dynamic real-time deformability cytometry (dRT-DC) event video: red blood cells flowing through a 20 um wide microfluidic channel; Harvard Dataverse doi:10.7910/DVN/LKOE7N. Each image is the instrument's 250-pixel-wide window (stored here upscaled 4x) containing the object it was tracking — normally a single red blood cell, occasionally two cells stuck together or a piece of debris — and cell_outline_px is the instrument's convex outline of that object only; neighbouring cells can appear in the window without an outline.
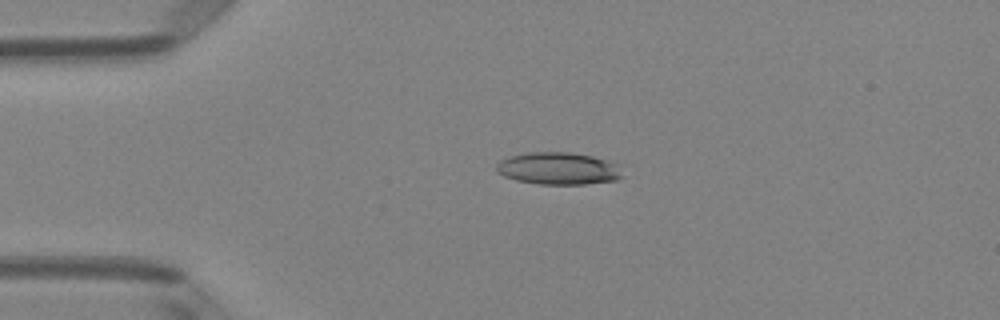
{"species": "Egyptian fruit bat (a non-hibernating species)", "species_latin": "Rousettus aegyptiacus", "temperature_condition": "room temperature", "stored_images_in_passage": 3, "camera_frame_rate_fps": 3000, "um_per_image_px": 0.085, "animal": {"sex": "female"}, "frame": {"image": 1, "passage_image": 2, "time_ms": 0.333, "image_size_px": [1000, 320], "cell_outline_px": [[624, 176], [616, 180], [584, 184], [540, 184], [516, 180], [504, 176], [496, 172], [496, 164], [500, 160], [508, 156], [528, 152], [572, 152], [592, 156], [624, 164]], "centroid_in_image_um": [47.53, 14.31], "position_along_channel_um": 37.5, "area_um2": 24.28}}